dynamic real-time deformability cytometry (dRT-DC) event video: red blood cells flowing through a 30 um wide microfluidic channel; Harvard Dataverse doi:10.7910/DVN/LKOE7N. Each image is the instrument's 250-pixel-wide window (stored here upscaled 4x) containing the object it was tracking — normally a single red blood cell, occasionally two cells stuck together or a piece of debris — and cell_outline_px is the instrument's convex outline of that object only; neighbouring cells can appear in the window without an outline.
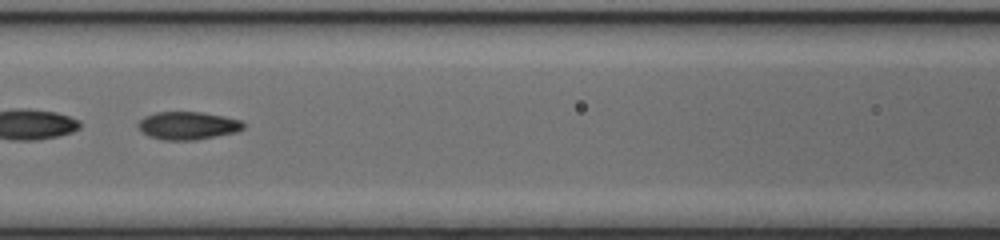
{"species": "common noctule bat (a hibernating species)", "species_latin": "Nyctalus noctula", "temperature_condition": "cold", "stored_images_in_passage": 48, "segment_of_instrument_passage": [2, 2], "camera_frame_rate_fps": 3000, "um_per_image_px": 0.085, "animal": {"sex": "female", "body_mass_g": 17.0, "forearm_length_mm": 48.0}, "frame": {"image": 1, "passage_image": 22, "time_ms": 7.0, "image_size_px": [1000, 240], "cell_outline_px": [[244, 128], [236, 132], [196, 140], [164, 140], [148, 136], [136, 124], [144, 116], [156, 112], [200, 112], [224, 116], [240, 120], [244, 124]], "centroid_in_image_um": [15.96, 10.67], "position_along_channel_um": 150.6, "area_um2": 17.05}}
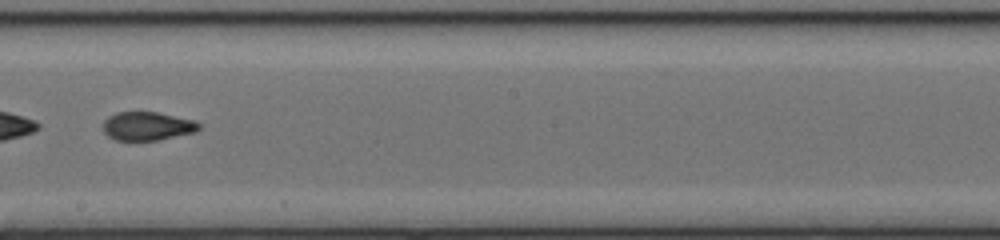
{"frame": {"image": 2, "passage_image": 28, "time_ms": 9.0, "image_size_px": [1000, 240], "cell_outline_px": [[200, 128], [196, 132], [160, 140], [116, 140], [108, 136], [104, 132], [104, 120], [108, 116], [116, 112], [156, 112], [196, 120], [200, 124]], "centroid_in_image_um": [12.55, 10.72], "position_along_channel_um": 235.6, "area_um2": 16.07}}